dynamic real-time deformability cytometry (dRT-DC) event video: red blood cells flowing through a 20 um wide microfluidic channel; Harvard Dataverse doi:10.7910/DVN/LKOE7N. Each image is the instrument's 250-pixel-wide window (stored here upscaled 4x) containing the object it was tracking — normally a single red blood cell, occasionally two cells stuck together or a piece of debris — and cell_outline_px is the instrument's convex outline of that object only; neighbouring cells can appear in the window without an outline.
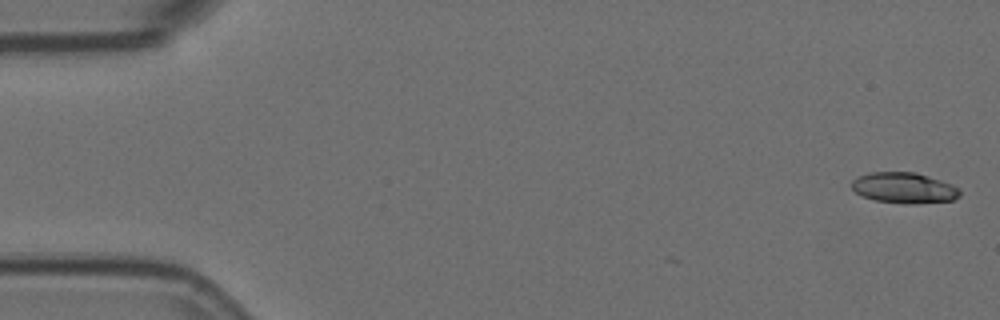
{"species": "Egyptian fruit bat (a non-hibernating species)", "species_latin": "Rousettus aegyptiacus", "temperature_condition": "room temperature", "stored_images_in_passage": 5, "segment_of_instrument_passage": [2, 2], "camera_frame_rate_fps": 3000, "um_per_image_px": 0.085, "animal": {"sex": "female"}, "frame": {"image": 1, "passage_image": 5, "time_ms": 1.333, "image_size_px": [1000, 320], "cell_outline_px": [[960, 196], [952, 200], [916, 204], [904, 204], [876, 200], [860, 196], [852, 188], [852, 180], [868, 172], [916, 172], [952, 184], [960, 188]], "centroid_in_image_um": [76.85, 15.97], "position_along_channel_um": 8.1, "area_um2": 19.48}}